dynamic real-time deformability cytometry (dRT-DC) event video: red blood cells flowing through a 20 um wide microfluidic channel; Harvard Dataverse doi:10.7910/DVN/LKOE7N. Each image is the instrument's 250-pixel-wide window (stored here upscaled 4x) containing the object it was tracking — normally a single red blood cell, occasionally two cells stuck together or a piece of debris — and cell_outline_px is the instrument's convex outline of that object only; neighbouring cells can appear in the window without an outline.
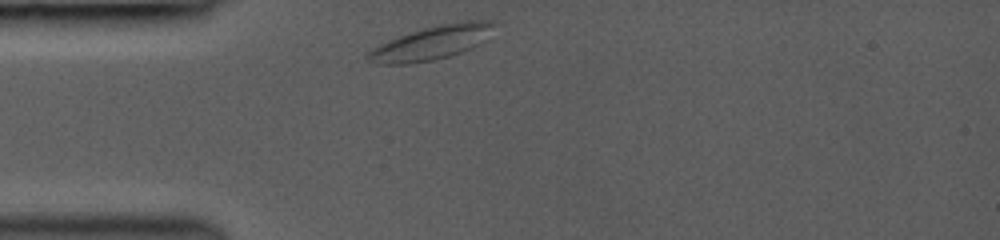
{"species": "common noctule bat (a hibernating species)", "species_latin": "Nyctalus noctula", "temperature_condition": "room temperature", "stored_images_in_passage": 26, "camera_frame_rate_fps": 3000, "um_per_image_px": 0.085, "animal": {"sex": "female", "body_mass_g": 19.0, "forearm_length_mm": 53.3}, "frame": {"image": 1, "passage_image": 1, "time_ms": 0.0, "image_size_px": [1000, 240], "cell_outline_px": [[500, 24], [480, 44], [460, 52], [436, 60], [412, 64], [376, 64], [364, 60], [364, 56], [368, 52], [380, 44], [400, 36], [436, 24], [464, 20], [492, 20]], "centroid_in_image_um": [36.73, 3.63], "position_along_channel_um": 48.3, "area_um2": 25.26}}
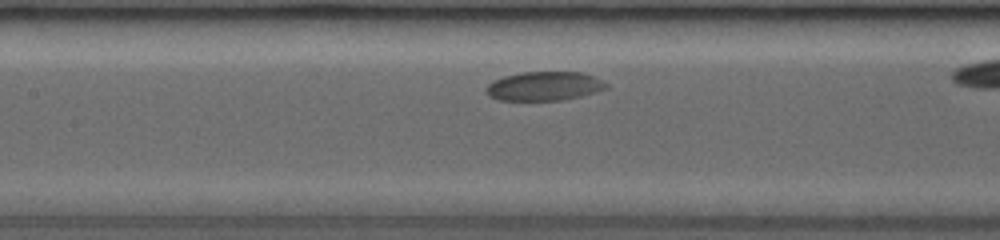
{"frame": {"image": 2, "passage_image": 8, "time_ms": 3.333, "image_size_px": [1000, 240], "cell_outline_px": [[608, 88], [596, 92], [564, 100], [500, 100], [488, 96], [484, 92], [484, 88], [492, 80], [504, 76], [524, 72], [580, 72], [592, 76], [608, 84]], "centroid_in_image_um": [46.21, 7.32], "position_along_channel_um": 161.2, "area_um2": 20.35}}
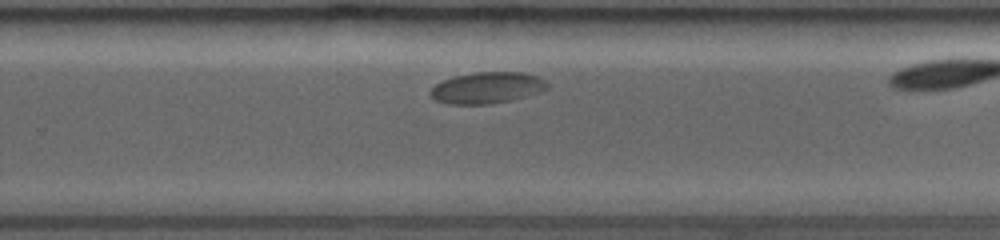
{"frame": {"image": 3, "passage_image": 19, "time_ms": 6.667, "image_size_px": [1000, 240], "cell_outline_px": [[548, 88], [540, 92], [512, 100], [488, 104], [448, 104], [436, 100], [428, 92], [436, 84], [452, 76], [476, 72], [524, 72], [536, 76], [544, 80], [548, 84]], "centroid_in_image_um": [41.4, 7.46], "position_along_channel_um": 288.4, "area_um2": 21.33}}